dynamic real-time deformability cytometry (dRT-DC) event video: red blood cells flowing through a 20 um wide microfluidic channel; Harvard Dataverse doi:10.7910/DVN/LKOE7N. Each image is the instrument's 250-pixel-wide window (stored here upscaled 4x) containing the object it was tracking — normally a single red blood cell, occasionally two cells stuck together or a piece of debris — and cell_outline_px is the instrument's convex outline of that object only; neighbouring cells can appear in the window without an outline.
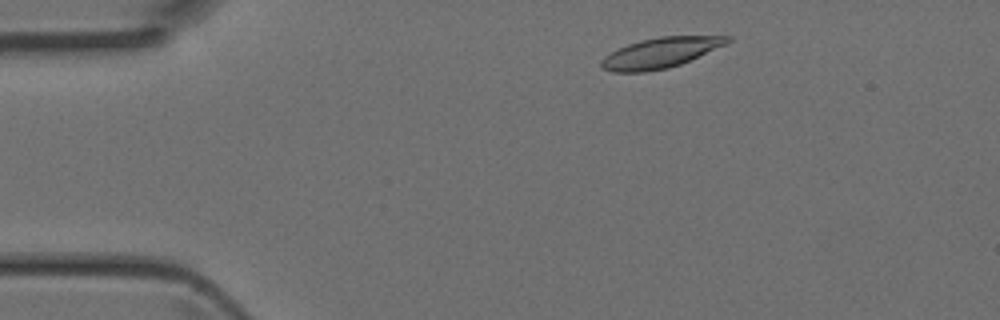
{"species": "Egyptian fruit bat (a non-hibernating species)", "species_latin": "Rousettus aegyptiacus", "temperature_condition": "room temperature", "stored_images_in_passage": 4, "camera_frame_rate_fps": 3000, "um_per_image_px": 0.085, "animal": {"sex": "female"}, "frame": {"image": 1, "passage_image": 2, "time_ms": 0.333, "image_size_px": [1000, 320], "cell_outline_px": [[732, 40], [724, 44], [680, 64], [668, 68], [644, 72], [612, 72], [600, 68], [600, 60], [604, 56], [628, 44], [640, 40], [660, 36], [732, 36]], "centroid_in_image_um": [56.07, 4.49], "position_along_channel_um": 28.9, "area_um2": 21.96}}
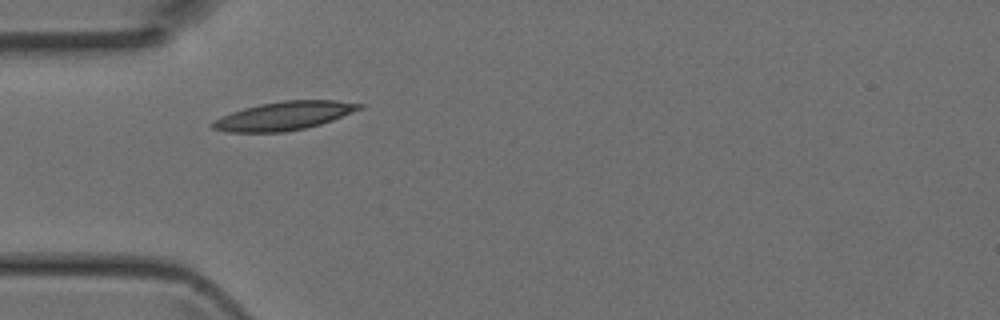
{"frame": {"image": 2, "passage_image": 3, "time_ms": 0.667, "image_size_px": [1000, 320], "cell_outline_px": [[364, 108], [332, 120], [320, 124], [304, 128], [284, 132], [228, 132], [212, 128], [208, 124], [212, 120], [232, 112], [244, 108], [260, 104], [284, 100], [336, 100], [364, 104]], "centroid_in_image_um": [24.13, 9.84], "position_along_channel_um": 60.9, "area_um2": 24.39}}
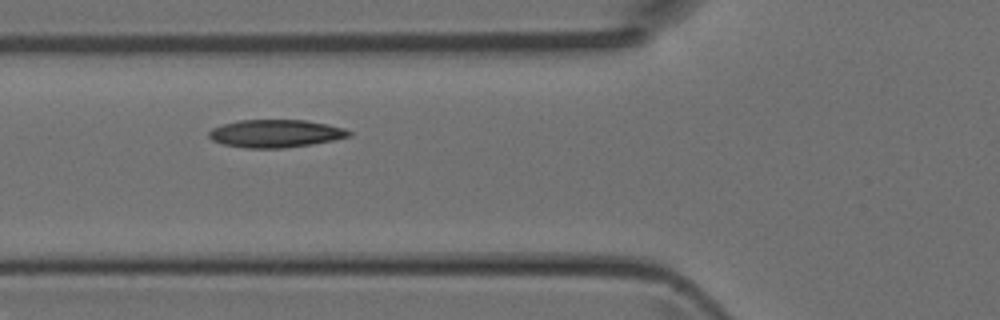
{"frame": {"image": 3, "passage_image": 4, "time_ms": 1.0, "image_size_px": [1000, 320], "cell_outline_px": [[352, 136], [312, 144], [284, 148], [248, 148], [224, 144], [212, 140], [208, 136], [208, 132], [212, 128], [224, 124], [240, 120], [308, 120], [328, 124], [344, 128], [352, 132]], "centroid_in_image_um": [23.45, 11.34], "position_along_channel_um": 102.4, "area_um2": 22.66}}